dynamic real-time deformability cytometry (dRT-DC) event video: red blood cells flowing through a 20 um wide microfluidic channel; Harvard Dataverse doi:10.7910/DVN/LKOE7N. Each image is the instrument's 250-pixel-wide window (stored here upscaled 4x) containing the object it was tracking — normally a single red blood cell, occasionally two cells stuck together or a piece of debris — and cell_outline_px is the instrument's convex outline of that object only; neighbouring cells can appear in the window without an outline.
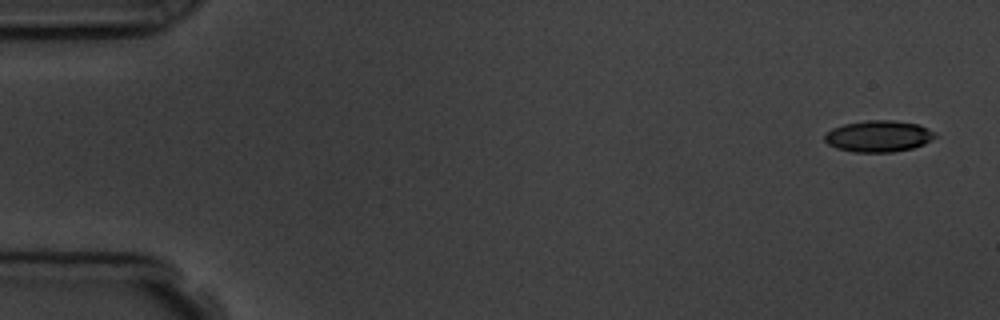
{"species": "common noctule bat (a hibernating species)", "species_latin": "Nyctalus noctula", "temperature_condition": "room temperature", "stored_images_in_passage": 4, "camera_frame_rate_fps": 3000, "um_per_image_px": 0.085, "animal": {"sex": "male", "body_mass_g": 19.5, "forearm_length_mm": 54.6}, "frame": {"image": 1, "passage_image": 1, "time_ms": 0.0, "image_size_px": [1000, 320], "cell_outline_px": [[936, 136], [932, 140], [924, 144], [912, 148], [892, 152], [852, 152], [836, 148], [828, 144], [824, 140], [824, 136], [832, 128], [844, 124], [864, 120], [892, 120], [916, 124], [928, 128]], "centroid_in_image_um": [74.64, 11.58], "position_along_channel_um": 10.4, "area_um2": 20.17}}
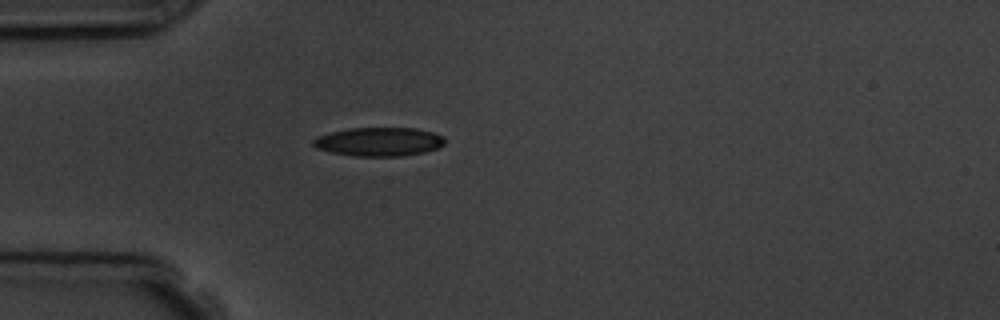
{"frame": {"image": 2, "passage_image": 4, "time_ms": 4.333, "image_size_px": [1000, 320], "cell_outline_px": [[444, 144], [436, 148], [424, 152], [400, 156], [356, 156], [332, 152], [316, 148], [312, 144], [312, 140], [316, 136], [348, 128], [416, 128], [432, 132], [444, 136]], "centroid_in_image_um": [32.19, 12.04], "position_along_channel_um": 52.8, "area_um2": 21.96}}